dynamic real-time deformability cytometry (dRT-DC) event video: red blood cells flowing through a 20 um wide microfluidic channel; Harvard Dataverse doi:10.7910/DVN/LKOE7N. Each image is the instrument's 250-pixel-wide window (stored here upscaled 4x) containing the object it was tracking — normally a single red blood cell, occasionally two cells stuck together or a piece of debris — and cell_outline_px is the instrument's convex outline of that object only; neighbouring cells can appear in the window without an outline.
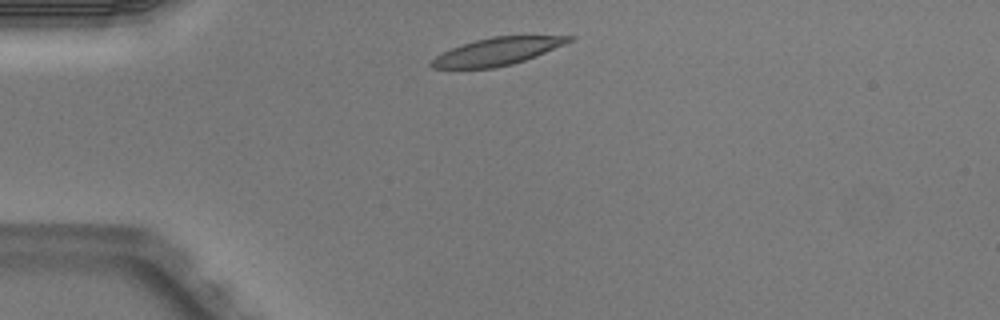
{"species": "Egyptian fruit bat (a non-hibernating species)", "species_latin": "Rousettus aegyptiacus", "temperature_condition": "warm", "stored_images_in_passage": 3, "camera_frame_rate_fps": 3000, "um_per_image_px": 0.085, "animal": {"sex": "male"}, "frame": {"image": 1, "passage_image": 1, "time_ms": 0.0, "image_size_px": [1000, 320], "cell_outline_px": [[576, 40], [536, 56], [512, 64], [492, 68], [432, 68], [428, 64], [436, 56], [460, 44], [492, 36], [576, 36]], "centroid_in_image_um": [42.3, 4.36], "position_along_channel_um": 42.7, "area_um2": 21.96}}